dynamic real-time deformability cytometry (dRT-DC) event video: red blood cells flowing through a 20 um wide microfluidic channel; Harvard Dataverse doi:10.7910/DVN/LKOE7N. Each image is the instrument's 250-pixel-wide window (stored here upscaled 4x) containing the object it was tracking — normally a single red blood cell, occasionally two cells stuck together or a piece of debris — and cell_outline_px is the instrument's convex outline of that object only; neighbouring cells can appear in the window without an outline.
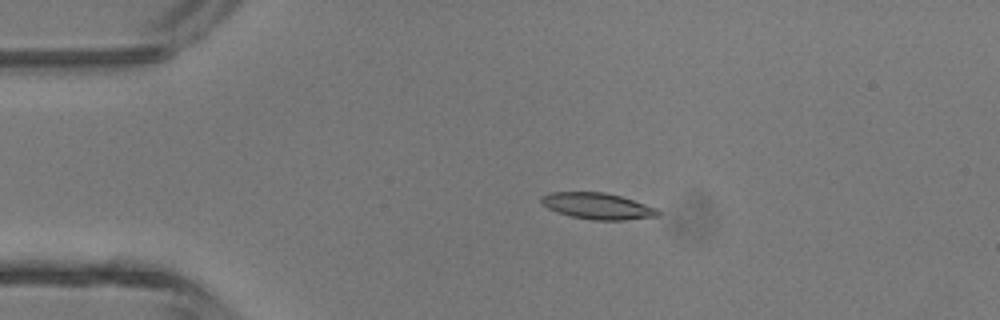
{"species": "common noctule bat (a hibernating species)", "species_latin": "Nyctalus noctula", "temperature_condition": "room temperature", "stored_images_in_passage": 3, "camera_frame_rate_fps": 3000, "um_per_image_px": 0.085, "animal": {"sex": "male", "body_mass_g": 13.3}, "frame": {"image": 1, "passage_image": 2, "time_ms": 0.333, "image_size_px": [1000, 320], "cell_outline_px": [[660, 216], [624, 220], [592, 220], [572, 216], [556, 212], [548, 208], [540, 200], [540, 196], [552, 192], [604, 192], [620, 196], [656, 208], [660, 212]], "centroid_in_image_um": [50.78, 17.52], "position_along_channel_um": 34.2, "area_um2": 17.74}}